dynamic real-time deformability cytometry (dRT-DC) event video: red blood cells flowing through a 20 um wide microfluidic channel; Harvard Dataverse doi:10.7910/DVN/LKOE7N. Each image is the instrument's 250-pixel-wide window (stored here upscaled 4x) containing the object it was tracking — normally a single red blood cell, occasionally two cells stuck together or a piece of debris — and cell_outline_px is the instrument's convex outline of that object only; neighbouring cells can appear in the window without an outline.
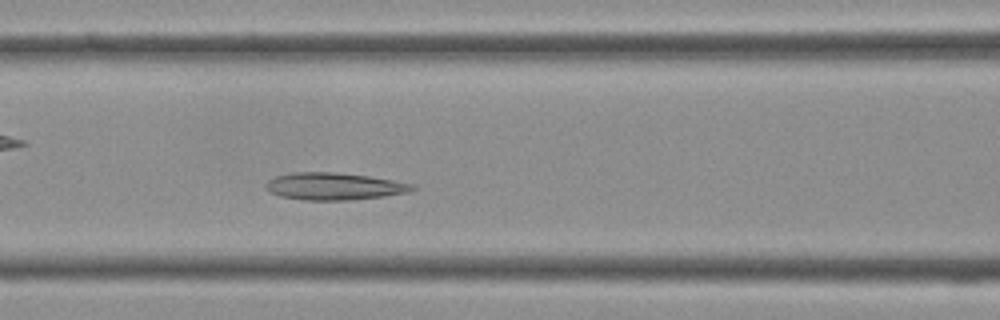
{"species": "Egyptian fruit bat (a non-hibernating species)", "species_latin": "Rousettus aegyptiacus", "temperature_condition": "cold", "stored_images_in_passage": 30, "camera_frame_rate_fps": 3000, "um_per_image_px": 0.085, "frame": {"image": 1, "passage_image": 12, "time_ms": 3.667, "image_size_px": [1000, 320], "cell_outline_px": [[416, 188], [408, 192], [384, 196], [352, 200], [304, 200], [280, 196], [268, 192], [268, 180], [276, 176], [292, 172], [336, 172], [368, 176], [392, 180], [412, 184]], "centroid_in_image_um": [28.39, 15.84], "position_along_channel_um": 138.2, "area_um2": 23.06}}
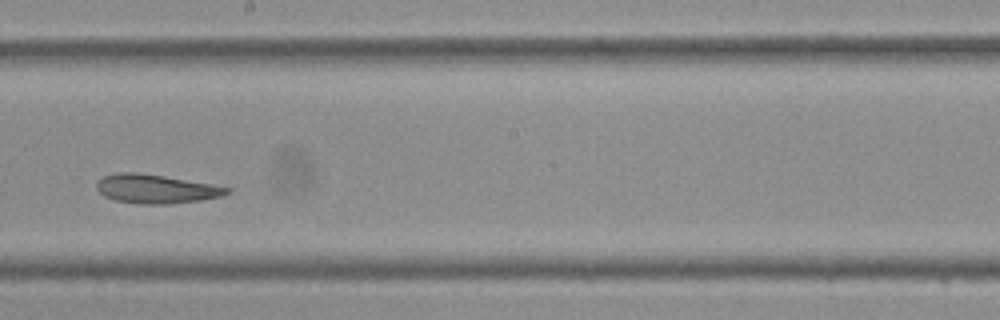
{"frame": {"image": 2, "passage_image": 18, "time_ms": 5.667, "image_size_px": [1000, 320], "cell_outline_px": [[232, 192], [220, 196], [200, 200], [168, 204], [144, 204], [116, 200], [104, 196], [96, 188], [96, 180], [104, 176], [116, 172], [132, 172], [164, 176], [212, 184], [232, 188]], "centroid_in_image_um": [13.25, 16.05], "position_along_channel_um": 234.9, "area_um2": 21.85}}
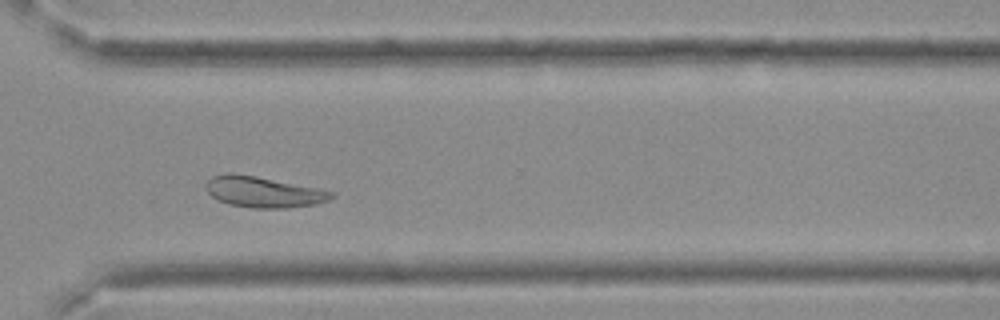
{"frame": {"image": 3, "passage_image": 25, "time_ms": 8.0, "image_size_px": [1000, 320], "cell_outline_px": [[336, 196], [328, 200], [316, 204], [288, 208], [252, 208], [228, 204], [212, 196], [204, 188], [204, 184], [212, 176], [228, 172], [256, 176], [320, 188], [332, 192]], "centroid_in_image_um": [22.38, 16.31], "position_along_channel_um": 348.2, "area_um2": 22.72}}